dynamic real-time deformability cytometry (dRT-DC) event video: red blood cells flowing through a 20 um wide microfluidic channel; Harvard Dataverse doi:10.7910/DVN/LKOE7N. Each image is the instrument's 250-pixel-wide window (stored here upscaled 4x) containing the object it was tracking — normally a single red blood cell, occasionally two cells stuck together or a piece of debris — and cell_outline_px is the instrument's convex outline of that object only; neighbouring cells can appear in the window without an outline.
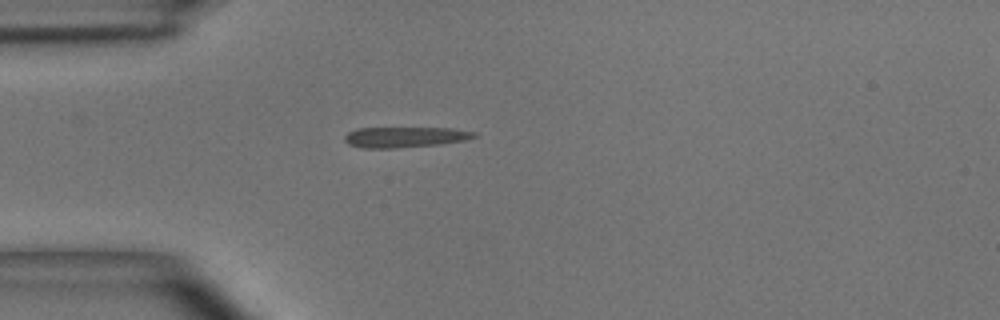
{"species": "common noctule bat (a hibernating species)", "species_latin": "Nyctalus noctula", "temperature_condition": "room temperature", "stored_images_in_passage": 38, "camera_frame_rate_fps": 3000, "um_per_image_px": 0.085, "animal": {"sex": "male", "body_mass_g": 15.6}, "frame": {"image": 1, "passage_image": 1, "time_ms": 0.0, "image_size_px": [1000, 320], "cell_outline_px": [[476, 136], [464, 140], [436, 144], [392, 148], [360, 148], [348, 144], [344, 140], [344, 136], [348, 132], [356, 128], [452, 128], [476, 132]], "centroid_in_image_um": [34.35, 11.64], "position_along_channel_um": 50.7, "area_um2": 15.37}}
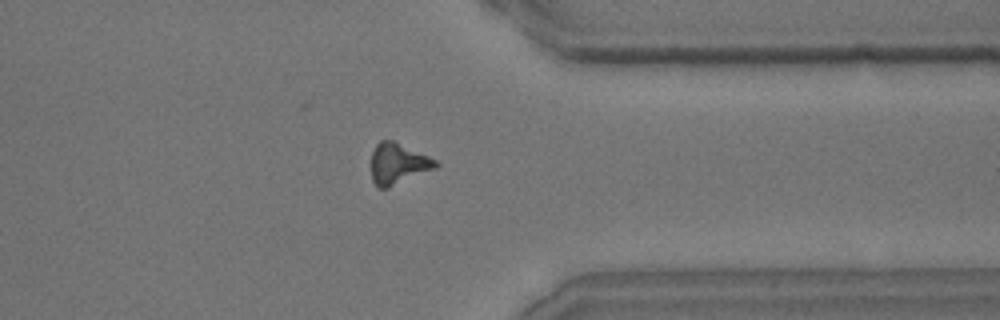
{"frame": {"image": 2, "passage_image": 27, "time_ms": 8.667, "image_size_px": [1000, 320], "cell_outline_px": [[440, 164], [436, 168], [388, 188], [380, 188], [372, 180], [372, 152], [376, 144], [380, 140], [392, 140], [428, 156], [436, 160]], "centroid_in_image_um": [33.83, 13.91], "position_along_channel_um": 377.6, "area_um2": 15.2}}
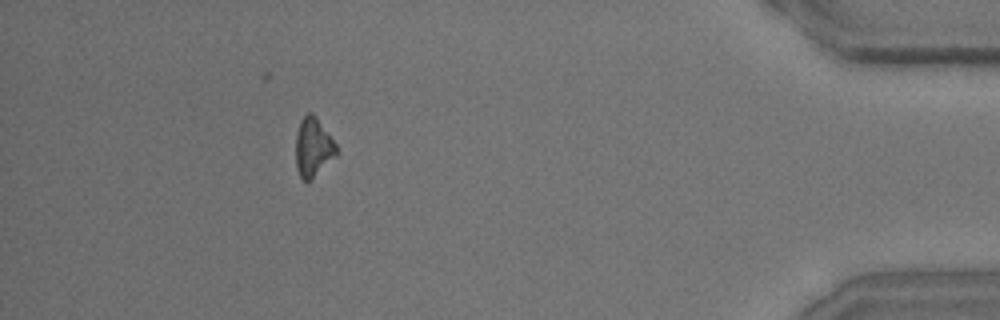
{"frame": {"image": 3, "passage_image": 33, "time_ms": 10.667, "image_size_px": [1000, 320], "cell_outline_px": [[336, 156], [312, 180], [304, 180], [300, 176], [296, 168], [296, 132], [300, 120], [308, 112], [312, 112], [316, 116], [336, 144]], "centroid_in_image_um": [26.6, 12.52], "position_along_channel_um": 408.6, "area_um2": 13.99}, "authors_computed_cell_mechanics": {"area_um2": 15.2881, "velocity_mm_per_s": 3.9401, "shape_relaxation_time_tau1_ms": 3.0536, "shape_relaxation_time_tau2_ms": 2.0827, "deformation_change_tau1": 0.1099, "deformation_change_tau2": 0.1105}}